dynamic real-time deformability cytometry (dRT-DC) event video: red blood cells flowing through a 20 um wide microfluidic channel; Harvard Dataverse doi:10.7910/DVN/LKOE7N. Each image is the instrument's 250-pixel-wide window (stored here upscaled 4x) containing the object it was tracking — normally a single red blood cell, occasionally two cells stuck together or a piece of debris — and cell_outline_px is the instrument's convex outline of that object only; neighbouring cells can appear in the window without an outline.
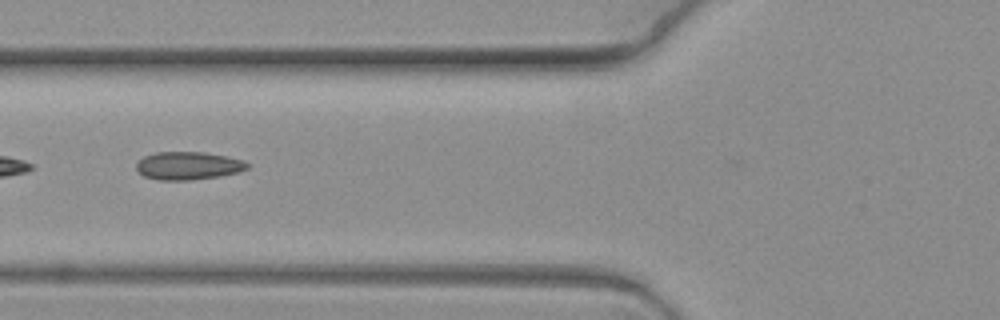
{"species": "common noctule bat (a hibernating species)", "species_latin": "Nyctalus noctula", "temperature_condition": "warm", "stored_images_in_passage": 8, "camera_frame_rate_fps": 3000, "um_per_image_px": 0.085, "animal": {"sex": "female", "body_mass_g": 19.3, "forearm_length_mm": 54.1}, "frame": {"image": 1, "passage_image": 7, "time_ms": 2.0, "image_size_px": [1000, 320], "cell_outline_px": [[248, 168], [236, 172], [220, 176], [192, 180], [160, 180], [144, 176], [136, 168], [136, 164], [144, 156], [156, 152], [204, 152], [228, 156], [244, 160], [248, 164]], "centroid_in_image_um": [16.0, 14.08], "position_along_channel_um": 109.8, "area_um2": 18.03}}